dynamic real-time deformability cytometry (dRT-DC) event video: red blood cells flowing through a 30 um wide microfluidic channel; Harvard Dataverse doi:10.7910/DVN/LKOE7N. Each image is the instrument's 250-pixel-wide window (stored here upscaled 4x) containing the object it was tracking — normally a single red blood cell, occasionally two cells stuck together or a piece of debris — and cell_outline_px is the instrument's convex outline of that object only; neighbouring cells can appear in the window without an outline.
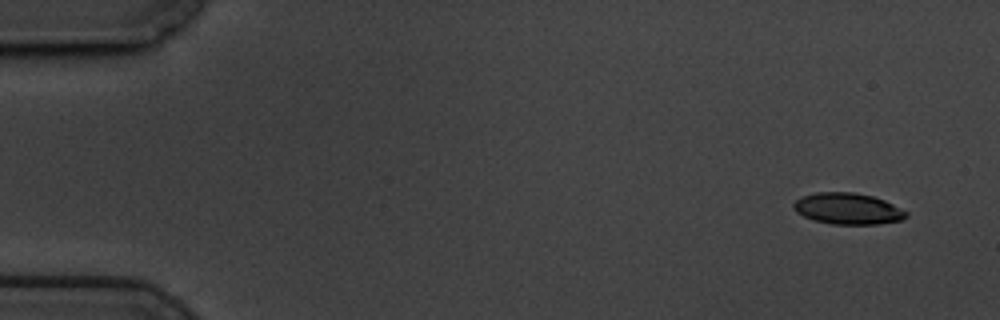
{"species": "common noctule bat (a hibernating species)", "species_latin": "Nyctalus noctula", "temperature_condition": "cold", "stored_images_in_passage": 56, "camera_frame_rate_fps": 3000, "um_per_image_px": 0.085, "animal": {"sex": "male", "body_mass_g": 19.5, "forearm_length_mm": 54.6}, "frame": {"image": 1, "passage_image": 1, "time_ms": 0.0, "image_size_px": [1000, 320], "cell_outline_px": [[908, 216], [900, 220], [876, 224], [832, 224], [816, 220], [804, 216], [796, 212], [792, 208], [792, 204], [796, 200], [804, 196], [816, 192], [852, 192], [872, 196], [884, 200], [908, 212]], "centroid_in_image_um": [72.05, 17.73], "position_along_channel_um": 13.0, "area_um2": 20.35}}
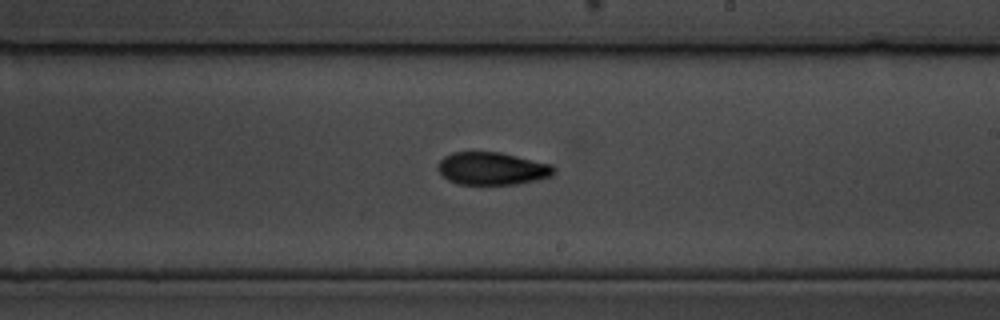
{"frame": {"image": 2, "passage_image": 32, "time_ms": 10.333, "image_size_px": [1000, 320], "cell_outline_px": [[556, 172], [552, 176], [536, 180], [516, 184], [456, 184], [448, 180], [436, 168], [440, 160], [444, 156], [452, 152], [500, 152], [552, 164], [556, 168]], "centroid_in_image_um": [41.84, 14.32], "position_along_channel_um": 247.2, "area_um2": 22.2}}
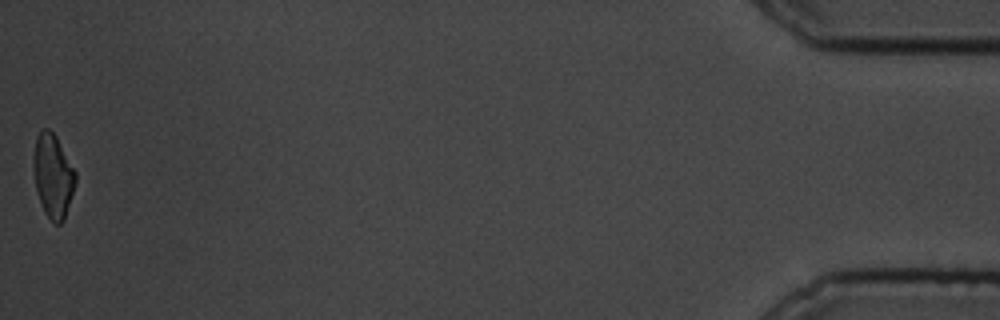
{"frame": {"image": 3, "passage_image": 56, "time_ms": 18.333, "image_size_px": [1000, 320], "cell_outline_px": [[76, 180], [64, 220], [60, 224], [56, 224], [44, 212], [36, 188], [36, 136], [44, 128], [48, 128], [56, 136], [76, 172]], "centroid_in_image_um": [4.55, 14.97], "position_along_channel_um": 430.6, "area_um2": 19.48}, "authors_computed_cell_mechanics": {"area_um2": 21.675, "velocity_mm_per_s": 3.4506, "shape_relaxation_time_tau1_ms": 3.2564, "shape_relaxation_time_tau2_ms": null, "deformation_change_tau1": 0.136, "deformation_change_tau2": null}}